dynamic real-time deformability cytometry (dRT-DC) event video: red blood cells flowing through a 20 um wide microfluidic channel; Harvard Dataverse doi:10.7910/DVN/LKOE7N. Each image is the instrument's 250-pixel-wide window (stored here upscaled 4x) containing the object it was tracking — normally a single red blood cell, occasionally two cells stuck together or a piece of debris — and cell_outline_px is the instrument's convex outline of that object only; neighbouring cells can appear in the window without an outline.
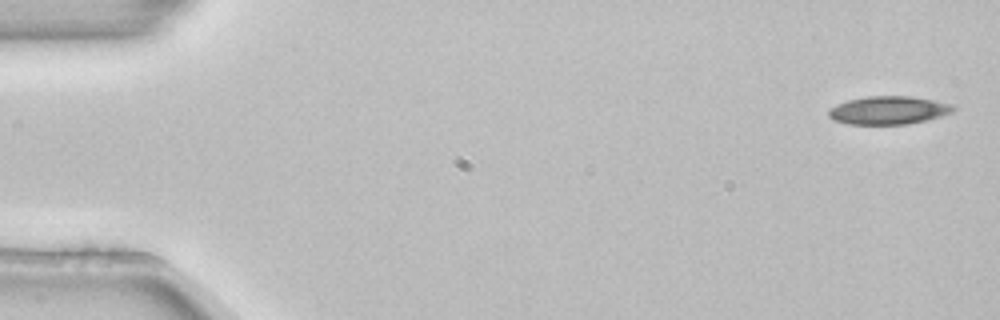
{"species": "common noctule bat (a hibernating species)", "species_latin": "Nyctalus noctula", "temperature_condition": "room temperature", "stored_images_in_passage": 5, "segment_of_instrument_passage": [1, 2], "camera_frame_rate_fps": 3000, "um_per_image_px": 0.085, "animal": {"sex": "female", "body_mass_g": 22.7, "forearm_length_mm": 54.2}, "frame": {"image": 1, "passage_image": 1, "time_ms": 0.0, "image_size_px": [1000, 320], "cell_outline_px": [[956, 108], [952, 112], [940, 116], [924, 120], [904, 124], [848, 124], [832, 120], [828, 116], [828, 108], [836, 104], [848, 100], [868, 96], [908, 96], [932, 100], [952, 104]], "centroid_in_image_um": [75.46, 9.37], "position_along_channel_um": 9.5, "area_um2": 20.35}}
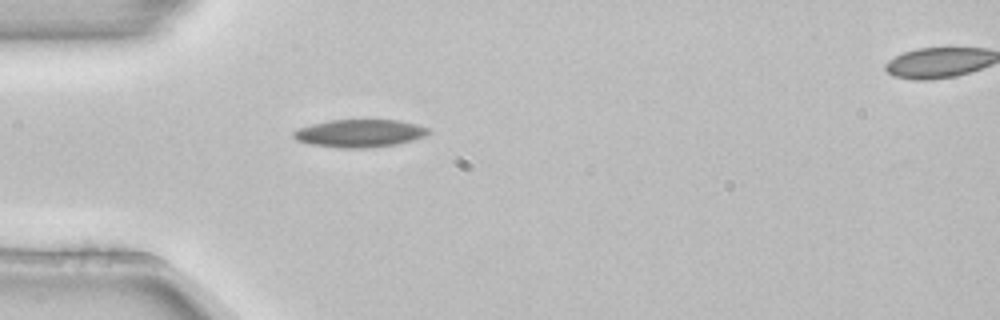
{"frame": {"image": 2, "passage_image": 4, "time_ms": 1.0, "image_size_px": [1000, 320], "cell_outline_px": [[432, 132], [424, 136], [412, 140], [396, 144], [368, 148], [340, 148], [312, 144], [296, 140], [292, 136], [292, 132], [300, 128], [312, 124], [332, 120], [400, 120], [416, 124], [428, 128]], "centroid_in_image_um": [30.58, 11.33], "position_along_channel_um": 54.4, "area_um2": 21.73}}